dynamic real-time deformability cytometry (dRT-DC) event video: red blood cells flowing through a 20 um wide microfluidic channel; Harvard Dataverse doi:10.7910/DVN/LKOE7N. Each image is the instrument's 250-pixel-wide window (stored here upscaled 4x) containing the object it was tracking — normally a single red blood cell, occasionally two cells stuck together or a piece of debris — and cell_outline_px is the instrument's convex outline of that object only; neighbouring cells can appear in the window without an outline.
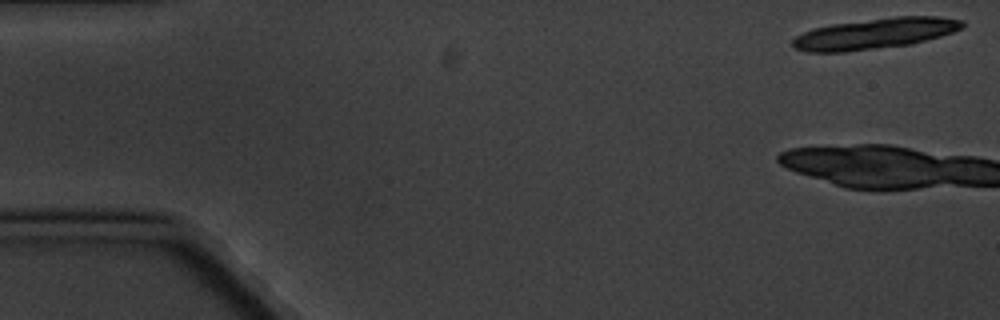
{"species": "common noctule bat (a hibernating species)", "species_latin": "Nyctalus noctula", "temperature_condition": "cold", "stored_images_in_passage": 10, "camera_frame_rate_fps": 3000, "um_per_image_px": 0.085, "animal": {"sex": "male", "body_mass_g": 20.1, "forearm_length_mm": 53.5}, "frame": {"image": 1, "passage_image": 1, "time_ms": 0.0, "image_size_px": [1000, 320], "cell_outline_px": [[964, 24], [960, 28], [952, 32], [940, 36], [908, 44], [844, 52], [808, 52], [792, 48], [792, 40], [796, 36], [804, 32], [816, 28], [832, 24], [896, 16], [940, 16], [964, 20]], "centroid_in_image_um": [74.35, 2.85], "position_along_channel_um": 10.7, "area_um2": 30.06}}
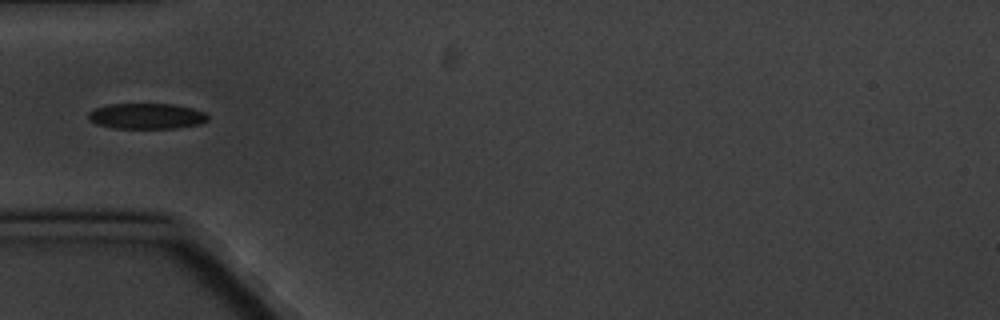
{"frame": {"image": 2, "passage_image": 7, "time_ms": 7.0, "image_size_px": [1000, 320], "cell_outline_px": [[208, 120], [200, 124], [176, 128], [112, 128], [96, 124], [88, 120], [88, 112], [96, 108], [108, 104], [172, 104], [192, 108], [204, 112], [208, 116]], "centroid_in_image_um": [12.44, 9.87], "position_along_channel_um": 72.6, "area_um2": 17.92}}